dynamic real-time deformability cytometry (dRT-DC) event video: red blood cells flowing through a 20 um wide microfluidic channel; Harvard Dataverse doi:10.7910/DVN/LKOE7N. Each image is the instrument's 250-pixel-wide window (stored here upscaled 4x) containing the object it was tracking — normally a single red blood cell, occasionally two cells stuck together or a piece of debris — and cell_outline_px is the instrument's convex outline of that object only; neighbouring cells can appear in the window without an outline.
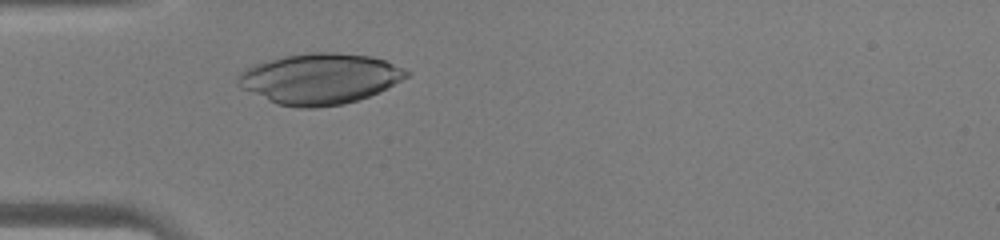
{"species": "human", "species_latin": "Homo sapiens", "temperature_condition": "warm", "stored_images_in_passage": 31, "camera_frame_rate_fps": 3000, "um_per_image_px": 0.085, "donor": {"sex": "male"}, "frame": {"image": 1, "passage_image": 8, "time_ms": 2.333, "image_size_px": [1000, 240], "cell_outline_px": [[412, 72], [408, 76], [380, 92], [344, 104], [316, 108], [296, 108], [276, 104], [240, 88], [236, 84], [236, 76], [244, 68], [252, 64], [284, 56], [308, 52], [336, 52], [372, 56], [384, 60], [404, 68]], "centroid_in_image_um": [27.14, 6.69], "position_along_channel_um": 57.9, "area_um2": 50.34}}
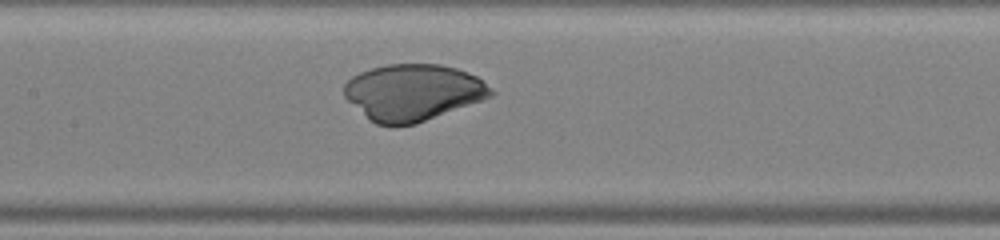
{"frame": {"image": 2, "passage_image": 16, "time_ms": 5.0, "image_size_px": [1000, 240], "cell_outline_px": [[496, 92], [492, 96], [416, 124], [376, 124], [348, 100], [344, 96], [344, 84], [352, 76], [360, 72], [372, 68], [388, 64], [440, 64], [456, 68], [476, 76], [492, 88]], "centroid_in_image_um": [35.12, 7.83], "position_along_channel_um": 172.3, "area_um2": 47.69}}
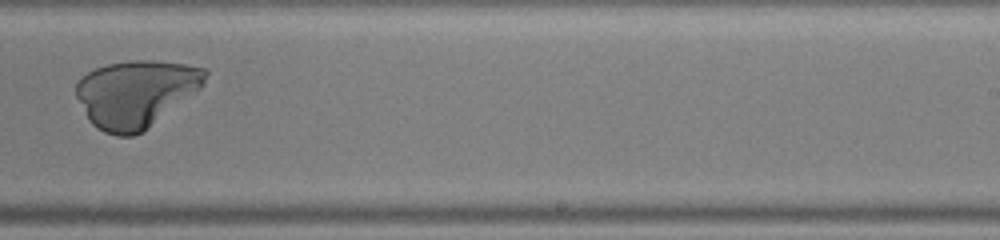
{"frame": {"image": 3, "passage_image": 23, "time_ms": 7.333, "image_size_px": [1000, 240], "cell_outline_px": [[208, 72], [204, 84], [200, 88], [140, 132], [132, 136], [116, 136], [104, 132], [96, 128], [88, 120], [76, 96], [76, 84], [88, 72], [96, 68], [108, 64], [132, 60], [148, 60], [184, 64], [208, 68]], "centroid_in_image_um": [11.52, 7.93], "position_along_channel_um": 277.5, "area_um2": 49.77}}